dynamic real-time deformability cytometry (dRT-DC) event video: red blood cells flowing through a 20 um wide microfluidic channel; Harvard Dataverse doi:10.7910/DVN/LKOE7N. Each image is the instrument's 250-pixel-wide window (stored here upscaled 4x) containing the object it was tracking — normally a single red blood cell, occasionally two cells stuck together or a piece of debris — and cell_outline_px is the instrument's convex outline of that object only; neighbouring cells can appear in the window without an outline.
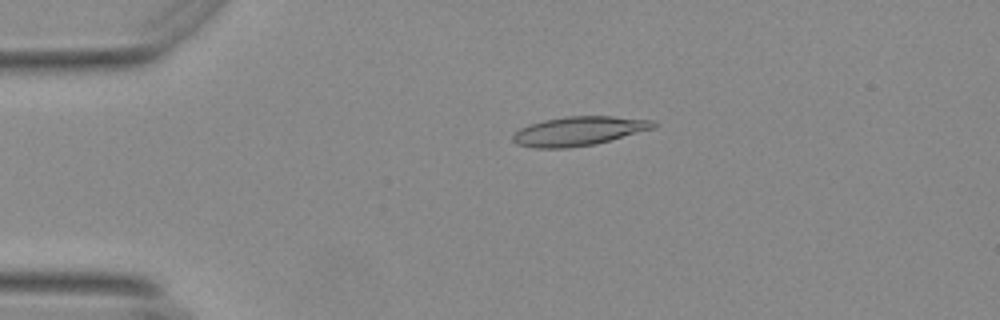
{"species": "Egyptian fruit bat (a non-hibernating species)", "species_latin": "Rousettus aegyptiacus", "temperature_condition": "warm", "stored_images_in_passage": 36, "camera_frame_rate_fps": 3000, "um_per_image_px": 0.085, "animal": {"sex": "female"}, "frame": {"image": 1, "passage_image": 7, "time_ms": 2.0, "image_size_px": [1000, 320], "cell_outline_px": [[660, 124], [656, 128], [596, 144], [568, 148], [536, 148], [516, 144], [512, 140], [512, 136], [520, 128], [528, 124], [544, 120], [564, 116], [612, 116], [652, 120]], "centroid_in_image_um": [49.22, 11.14], "position_along_channel_um": 35.8, "area_um2": 24.1}}
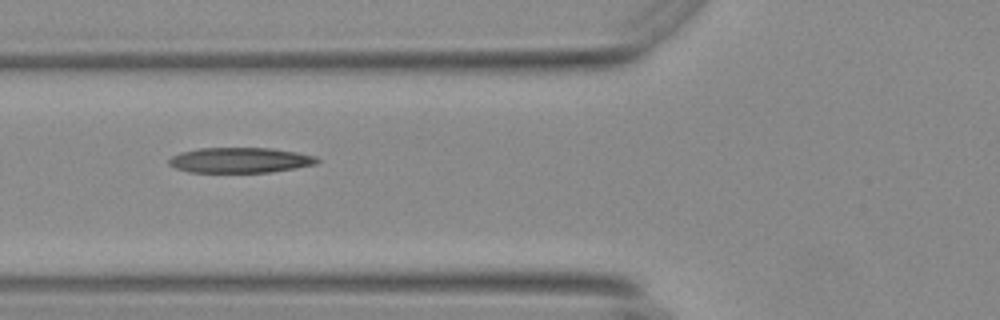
{"frame": {"image": 2, "passage_image": 16, "time_ms": 5.0, "image_size_px": [1000, 320], "cell_outline_px": [[320, 160], [316, 164], [296, 168], [272, 172], [188, 172], [176, 168], [168, 164], [168, 160], [172, 156], [180, 152], [200, 148], [272, 148], [296, 152], [316, 156]], "centroid_in_image_um": [20.41, 13.61], "position_along_channel_um": 105.4, "area_um2": 21.91}}
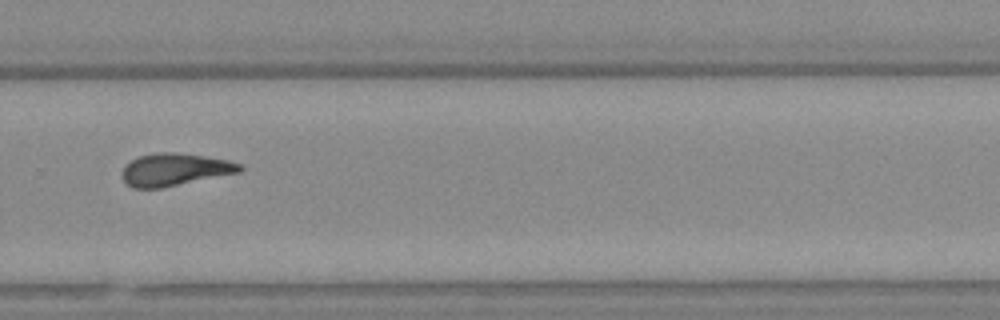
{"frame": {"image": 3, "passage_image": 33, "time_ms": 10.667, "image_size_px": [1000, 320], "cell_outline_px": [[244, 168], [240, 172], [160, 188], [132, 188], [124, 180], [124, 164], [140, 156], [156, 152], [176, 152], [204, 156], [228, 160], [240, 164]], "centroid_in_image_um": [14.86, 14.4], "position_along_channel_um": 314.9, "area_um2": 21.96}}